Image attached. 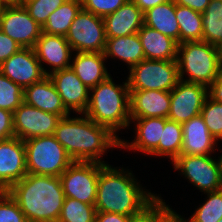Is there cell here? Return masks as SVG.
Masks as SVG:
<instances>
[{"mask_svg": "<svg viewBox=\"0 0 222 222\" xmlns=\"http://www.w3.org/2000/svg\"><path fill=\"white\" fill-rule=\"evenodd\" d=\"M140 183L132 170L105 164L99 172L96 211L131 217L143 212L159 194Z\"/></svg>", "mask_w": 222, "mask_h": 222, "instance_id": "6da1fadb", "label": "cell"}, {"mask_svg": "<svg viewBox=\"0 0 222 222\" xmlns=\"http://www.w3.org/2000/svg\"><path fill=\"white\" fill-rule=\"evenodd\" d=\"M72 115L62 117L58 122L54 132L55 138L73 161L108 164L102 159L110 149L120 148V139L108 128L98 125L86 115Z\"/></svg>", "mask_w": 222, "mask_h": 222, "instance_id": "7a4b0ae2", "label": "cell"}, {"mask_svg": "<svg viewBox=\"0 0 222 222\" xmlns=\"http://www.w3.org/2000/svg\"><path fill=\"white\" fill-rule=\"evenodd\" d=\"M7 192L28 222H58L65 200L60 177L27 174Z\"/></svg>", "mask_w": 222, "mask_h": 222, "instance_id": "3957f363", "label": "cell"}, {"mask_svg": "<svg viewBox=\"0 0 222 222\" xmlns=\"http://www.w3.org/2000/svg\"><path fill=\"white\" fill-rule=\"evenodd\" d=\"M84 115L121 139L117 133L130 129V91L127 79L122 84H116L110 75L105 81L90 88L89 103Z\"/></svg>", "mask_w": 222, "mask_h": 222, "instance_id": "277c9868", "label": "cell"}, {"mask_svg": "<svg viewBox=\"0 0 222 222\" xmlns=\"http://www.w3.org/2000/svg\"><path fill=\"white\" fill-rule=\"evenodd\" d=\"M179 79L209 87L222 70L217 47L205 41H186L178 44Z\"/></svg>", "mask_w": 222, "mask_h": 222, "instance_id": "5b68a950", "label": "cell"}, {"mask_svg": "<svg viewBox=\"0 0 222 222\" xmlns=\"http://www.w3.org/2000/svg\"><path fill=\"white\" fill-rule=\"evenodd\" d=\"M27 174L60 175L74 162L54 135L24 140Z\"/></svg>", "mask_w": 222, "mask_h": 222, "instance_id": "8992f818", "label": "cell"}, {"mask_svg": "<svg viewBox=\"0 0 222 222\" xmlns=\"http://www.w3.org/2000/svg\"><path fill=\"white\" fill-rule=\"evenodd\" d=\"M127 73L129 91L160 90L171 92L180 80L177 61L144 59Z\"/></svg>", "mask_w": 222, "mask_h": 222, "instance_id": "52a82bcc", "label": "cell"}, {"mask_svg": "<svg viewBox=\"0 0 222 222\" xmlns=\"http://www.w3.org/2000/svg\"><path fill=\"white\" fill-rule=\"evenodd\" d=\"M215 155H179L172 168L199 192L218 191L222 189V170Z\"/></svg>", "mask_w": 222, "mask_h": 222, "instance_id": "ba28073f", "label": "cell"}, {"mask_svg": "<svg viewBox=\"0 0 222 222\" xmlns=\"http://www.w3.org/2000/svg\"><path fill=\"white\" fill-rule=\"evenodd\" d=\"M105 164L74 161L61 175L65 197L95 205L100 169Z\"/></svg>", "mask_w": 222, "mask_h": 222, "instance_id": "9c48e42d", "label": "cell"}, {"mask_svg": "<svg viewBox=\"0 0 222 222\" xmlns=\"http://www.w3.org/2000/svg\"><path fill=\"white\" fill-rule=\"evenodd\" d=\"M73 52H100L106 47L104 20L81 9L65 36Z\"/></svg>", "mask_w": 222, "mask_h": 222, "instance_id": "30bf717a", "label": "cell"}, {"mask_svg": "<svg viewBox=\"0 0 222 222\" xmlns=\"http://www.w3.org/2000/svg\"><path fill=\"white\" fill-rule=\"evenodd\" d=\"M0 29L22 48H34L42 33V26L20 4L2 6Z\"/></svg>", "mask_w": 222, "mask_h": 222, "instance_id": "8fae6325", "label": "cell"}, {"mask_svg": "<svg viewBox=\"0 0 222 222\" xmlns=\"http://www.w3.org/2000/svg\"><path fill=\"white\" fill-rule=\"evenodd\" d=\"M171 104L168 119L184 123L200 115L206 98L208 87L179 80L170 92Z\"/></svg>", "mask_w": 222, "mask_h": 222, "instance_id": "7c38bea8", "label": "cell"}, {"mask_svg": "<svg viewBox=\"0 0 222 222\" xmlns=\"http://www.w3.org/2000/svg\"><path fill=\"white\" fill-rule=\"evenodd\" d=\"M61 118L60 115L44 112L23 102L13 112L15 137L27 140L33 137L54 135Z\"/></svg>", "mask_w": 222, "mask_h": 222, "instance_id": "4fadbf2b", "label": "cell"}, {"mask_svg": "<svg viewBox=\"0 0 222 222\" xmlns=\"http://www.w3.org/2000/svg\"><path fill=\"white\" fill-rule=\"evenodd\" d=\"M0 71L23 90L47 76L34 48H21L0 65Z\"/></svg>", "mask_w": 222, "mask_h": 222, "instance_id": "5bb4252c", "label": "cell"}, {"mask_svg": "<svg viewBox=\"0 0 222 222\" xmlns=\"http://www.w3.org/2000/svg\"><path fill=\"white\" fill-rule=\"evenodd\" d=\"M71 114H84L89 103L90 89L68 67L48 75Z\"/></svg>", "mask_w": 222, "mask_h": 222, "instance_id": "9a60e30c", "label": "cell"}, {"mask_svg": "<svg viewBox=\"0 0 222 222\" xmlns=\"http://www.w3.org/2000/svg\"><path fill=\"white\" fill-rule=\"evenodd\" d=\"M167 118H136L130 119V127H134V139H120V149L129 152H141L147 156L158 157V145ZM134 123V124H133ZM133 124V125H131ZM130 141V142H129Z\"/></svg>", "mask_w": 222, "mask_h": 222, "instance_id": "2e32d148", "label": "cell"}, {"mask_svg": "<svg viewBox=\"0 0 222 222\" xmlns=\"http://www.w3.org/2000/svg\"><path fill=\"white\" fill-rule=\"evenodd\" d=\"M27 175L24 140L18 137L0 141V185L7 191Z\"/></svg>", "mask_w": 222, "mask_h": 222, "instance_id": "e0dca14e", "label": "cell"}, {"mask_svg": "<svg viewBox=\"0 0 222 222\" xmlns=\"http://www.w3.org/2000/svg\"><path fill=\"white\" fill-rule=\"evenodd\" d=\"M34 50L46 75L70 67L73 50L64 36L42 32Z\"/></svg>", "mask_w": 222, "mask_h": 222, "instance_id": "ac0fdd59", "label": "cell"}, {"mask_svg": "<svg viewBox=\"0 0 222 222\" xmlns=\"http://www.w3.org/2000/svg\"><path fill=\"white\" fill-rule=\"evenodd\" d=\"M171 96L169 91H130V119L167 118Z\"/></svg>", "mask_w": 222, "mask_h": 222, "instance_id": "d6986e66", "label": "cell"}, {"mask_svg": "<svg viewBox=\"0 0 222 222\" xmlns=\"http://www.w3.org/2000/svg\"><path fill=\"white\" fill-rule=\"evenodd\" d=\"M181 155H213L218 151V140L214 138L201 115L182 123Z\"/></svg>", "mask_w": 222, "mask_h": 222, "instance_id": "ffe728a7", "label": "cell"}, {"mask_svg": "<svg viewBox=\"0 0 222 222\" xmlns=\"http://www.w3.org/2000/svg\"><path fill=\"white\" fill-rule=\"evenodd\" d=\"M106 38L123 37L138 33L144 25V13L131 0L103 18Z\"/></svg>", "mask_w": 222, "mask_h": 222, "instance_id": "44dd1931", "label": "cell"}, {"mask_svg": "<svg viewBox=\"0 0 222 222\" xmlns=\"http://www.w3.org/2000/svg\"><path fill=\"white\" fill-rule=\"evenodd\" d=\"M107 59L100 52H73L70 68L89 89L105 81L111 74Z\"/></svg>", "mask_w": 222, "mask_h": 222, "instance_id": "7402d4cb", "label": "cell"}, {"mask_svg": "<svg viewBox=\"0 0 222 222\" xmlns=\"http://www.w3.org/2000/svg\"><path fill=\"white\" fill-rule=\"evenodd\" d=\"M24 102L44 112L65 117L71 113L65 108L62 98L47 75L42 80L26 87L23 93Z\"/></svg>", "mask_w": 222, "mask_h": 222, "instance_id": "603a6c76", "label": "cell"}, {"mask_svg": "<svg viewBox=\"0 0 222 222\" xmlns=\"http://www.w3.org/2000/svg\"><path fill=\"white\" fill-rule=\"evenodd\" d=\"M105 58L120 61L129 71L133 66L145 59L141 40L137 33L115 38H107Z\"/></svg>", "mask_w": 222, "mask_h": 222, "instance_id": "cb8c5ba5", "label": "cell"}, {"mask_svg": "<svg viewBox=\"0 0 222 222\" xmlns=\"http://www.w3.org/2000/svg\"><path fill=\"white\" fill-rule=\"evenodd\" d=\"M145 59L176 61L178 43L157 30L143 25L138 31Z\"/></svg>", "mask_w": 222, "mask_h": 222, "instance_id": "d4e9b609", "label": "cell"}, {"mask_svg": "<svg viewBox=\"0 0 222 222\" xmlns=\"http://www.w3.org/2000/svg\"><path fill=\"white\" fill-rule=\"evenodd\" d=\"M144 25L157 30L180 44L179 23L175 16L173 0L159 4L144 12Z\"/></svg>", "mask_w": 222, "mask_h": 222, "instance_id": "484cf974", "label": "cell"}, {"mask_svg": "<svg viewBox=\"0 0 222 222\" xmlns=\"http://www.w3.org/2000/svg\"><path fill=\"white\" fill-rule=\"evenodd\" d=\"M81 9V0H66L48 16L46 23L42 26V32L65 37Z\"/></svg>", "mask_w": 222, "mask_h": 222, "instance_id": "4316f807", "label": "cell"}, {"mask_svg": "<svg viewBox=\"0 0 222 222\" xmlns=\"http://www.w3.org/2000/svg\"><path fill=\"white\" fill-rule=\"evenodd\" d=\"M175 16L179 23L180 43L203 40L202 13L175 4Z\"/></svg>", "mask_w": 222, "mask_h": 222, "instance_id": "83f0119b", "label": "cell"}, {"mask_svg": "<svg viewBox=\"0 0 222 222\" xmlns=\"http://www.w3.org/2000/svg\"><path fill=\"white\" fill-rule=\"evenodd\" d=\"M182 135V124L168 119L159 140L158 157H167L172 163L181 155Z\"/></svg>", "mask_w": 222, "mask_h": 222, "instance_id": "f1b7e54d", "label": "cell"}, {"mask_svg": "<svg viewBox=\"0 0 222 222\" xmlns=\"http://www.w3.org/2000/svg\"><path fill=\"white\" fill-rule=\"evenodd\" d=\"M203 41L217 46L222 42V0H210L202 13Z\"/></svg>", "mask_w": 222, "mask_h": 222, "instance_id": "f546056e", "label": "cell"}, {"mask_svg": "<svg viewBox=\"0 0 222 222\" xmlns=\"http://www.w3.org/2000/svg\"><path fill=\"white\" fill-rule=\"evenodd\" d=\"M204 194V203L191 213L188 222H218L222 218V189Z\"/></svg>", "mask_w": 222, "mask_h": 222, "instance_id": "4dcf8cb0", "label": "cell"}, {"mask_svg": "<svg viewBox=\"0 0 222 222\" xmlns=\"http://www.w3.org/2000/svg\"><path fill=\"white\" fill-rule=\"evenodd\" d=\"M96 212L92 204L65 197L58 222H95Z\"/></svg>", "mask_w": 222, "mask_h": 222, "instance_id": "1f68e13d", "label": "cell"}, {"mask_svg": "<svg viewBox=\"0 0 222 222\" xmlns=\"http://www.w3.org/2000/svg\"><path fill=\"white\" fill-rule=\"evenodd\" d=\"M24 90L0 71V109L14 112L23 102Z\"/></svg>", "mask_w": 222, "mask_h": 222, "instance_id": "d6a6232c", "label": "cell"}, {"mask_svg": "<svg viewBox=\"0 0 222 222\" xmlns=\"http://www.w3.org/2000/svg\"><path fill=\"white\" fill-rule=\"evenodd\" d=\"M200 115L203 117L210 134L220 144L222 141V103L216 102L208 96Z\"/></svg>", "mask_w": 222, "mask_h": 222, "instance_id": "836d02e7", "label": "cell"}, {"mask_svg": "<svg viewBox=\"0 0 222 222\" xmlns=\"http://www.w3.org/2000/svg\"><path fill=\"white\" fill-rule=\"evenodd\" d=\"M66 0H32L23 3L29 15L41 26H43L48 16L60 7Z\"/></svg>", "mask_w": 222, "mask_h": 222, "instance_id": "e575fe53", "label": "cell"}, {"mask_svg": "<svg viewBox=\"0 0 222 222\" xmlns=\"http://www.w3.org/2000/svg\"><path fill=\"white\" fill-rule=\"evenodd\" d=\"M159 197L150 204L143 212L131 218V222H161L173 209Z\"/></svg>", "mask_w": 222, "mask_h": 222, "instance_id": "d590c367", "label": "cell"}, {"mask_svg": "<svg viewBox=\"0 0 222 222\" xmlns=\"http://www.w3.org/2000/svg\"><path fill=\"white\" fill-rule=\"evenodd\" d=\"M0 222H28L18 203L7 191L0 196Z\"/></svg>", "mask_w": 222, "mask_h": 222, "instance_id": "8d00e7d4", "label": "cell"}, {"mask_svg": "<svg viewBox=\"0 0 222 222\" xmlns=\"http://www.w3.org/2000/svg\"><path fill=\"white\" fill-rule=\"evenodd\" d=\"M128 0H81L82 9L104 18L115 12Z\"/></svg>", "mask_w": 222, "mask_h": 222, "instance_id": "74e56055", "label": "cell"}, {"mask_svg": "<svg viewBox=\"0 0 222 222\" xmlns=\"http://www.w3.org/2000/svg\"><path fill=\"white\" fill-rule=\"evenodd\" d=\"M22 47L0 29V65Z\"/></svg>", "mask_w": 222, "mask_h": 222, "instance_id": "f35d334b", "label": "cell"}, {"mask_svg": "<svg viewBox=\"0 0 222 222\" xmlns=\"http://www.w3.org/2000/svg\"><path fill=\"white\" fill-rule=\"evenodd\" d=\"M14 136L13 113L0 109V141Z\"/></svg>", "mask_w": 222, "mask_h": 222, "instance_id": "ab89813d", "label": "cell"}, {"mask_svg": "<svg viewBox=\"0 0 222 222\" xmlns=\"http://www.w3.org/2000/svg\"><path fill=\"white\" fill-rule=\"evenodd\" d=\"M131 216L107 213V212H96L95 222H131Z\"/></svg>", "mask_w": 222, "mask_h": 222, "instance_id": "60d3db41", "label": "cell"}, {"mask_svg": "<svg viewBox=\"0 0 222 222\" xmlns=\"http://www.w3.org/2000/svg\"><path fill=\"white\" fill-rule=\"evenodd\" d=\"M208 96L214 101L222 103V70L216 80L208 87Z\"/></svg>", "mask_w": 222, "mask_h": 222, "instance_id": "b9f144b4", "label": "cell"}, {"mask_svg": "<svg viewBox=\"0 0 222 222\" xmlns=\"http://www.w3.org/2000/svg\"><path fill=\"white\" fill-rule=\"evenodd\" d=\"M175 4L189 7L195 11L203 13L209 5L210 0H173Z\"/></svg>", "mask_w": 222, "mask_h": 222, "instance_id": "7bdbcfd3", "label": "cell"}, {"mask_svg": "<svg viewBox=\"0 0 222 222\" xmlns=\"http://www.w3.org/2000/svg\"><path fill=\"white\" fill-rule=\"evenodd\" d=\"M133 1L144 13L148 9L153 8L159 4L165 3L170 0H131Z\"/></svg>", "mask_w": 222, "mask_h": 222, "instance_id": "ee69618b", "label": "cell"}, {"mask_svg": "<svg viewBox=\"0 0 222 222\" xmlns=\"http://www.w3.org/2000/svg\"><path fill=\"white\" fill-rule=\"evenodd\" d=\"M161 222H188L187 217L177 213L174 209Z\"/></svg>", "mask_w": 222, "mask_h": 222, "instance_id": "f6af8a7d", "label": "cell"}, {"mask_svg": "<svg viewBox=\"0 0 222 222\" xmlns=\"http://www.w3.org/2000/svg\"><path fill=\"white\" fill-rule=\"evenodd\" d=\"M0 4L4 5H19L20 0H0Z\"/></svg>", "mask_w": 222, "mask_h": 222, "instance_id": "bcb514c9", "label": "cell"}, {"mask_svg": "<svg viewBox=\"0 0 222 222\" xmlns=\"http://www.w3.org/2000/svg\"><path fill=\"white\" fill-rule=\"evenodd\" d=\"M218 58L222 67V42H220L217 46Z\"/></svg>", "mask_w": 222, "mask_h": 222, "instance_id": "7dc6e473", "label": "cell"}, {"mask_svg": "<svg viewBox=\"0 0 222 222\" xmlns=\"http://www.w3.org/2000/svg\"><path fill=\"white\" fill-rule=\"evenodd\" d=\"M220 147L218 146V151L219 150H221L222 151V149H219ZM218 159H219V162H220V167H221V170H222V152H221V154L220 155H218Z\"/></svg>", "mask_w": 222, "mask_h": 222, "instance_id": "c3c4849f", "label": "cell"}, {"mask_svg": "<svg viewBox=\"0 0 222 222\" xmlns=\"http://www.w3.org/2000/svg\"><path fill=\"white\" fill-rule=\"evenodd\" d=\"M6 190L0 185V196L5 192Z\"/></svg>", "mask_w": 222, "mask_h": 222, "instance_id": "681fc988", "label": "cell"}, {"mask_svg": "<svg viewBox=\"0 0 222 222\" xmlns=\"http://www.w3.org/2000/svg\"><path fill=\"white\" fill-rule=\"evenodd\" d=\"M27 1H32V0H20V5H22L23 3L27 2Z\"/></svg>", "mask_w": 222, "mask_h": 222, "instance_id": "f907efd6", "label": "cell"}]
</instances>
